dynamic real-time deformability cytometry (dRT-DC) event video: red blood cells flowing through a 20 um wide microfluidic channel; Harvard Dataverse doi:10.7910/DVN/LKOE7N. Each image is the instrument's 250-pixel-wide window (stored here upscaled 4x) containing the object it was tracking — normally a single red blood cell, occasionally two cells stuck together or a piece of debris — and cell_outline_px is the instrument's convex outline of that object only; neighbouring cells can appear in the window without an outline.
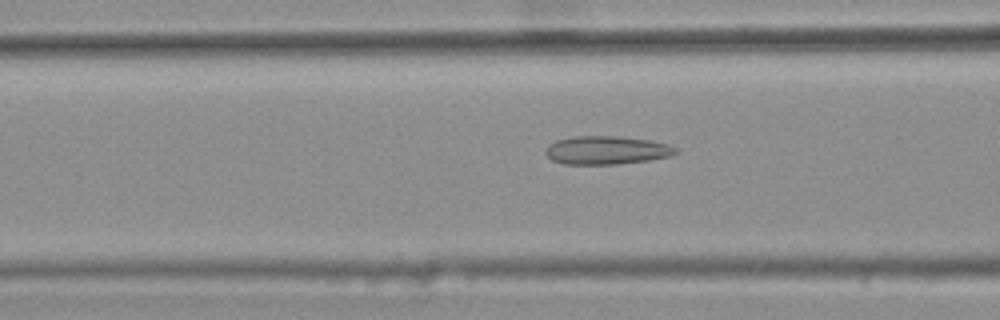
{"species": "common noctule bat (a hibernating species)", "species_latin": "Nyctalus noctula", "temperature_condition": "warm", "stored_images_in_passage": 36, "camera_frame_rate_fps": 3000, "um_per_image_px": 0.085, "animal": {"sex": "female", "body_mass_g": 25.1}, "frame": {"image": 1, "passage_image": 9, "time_ms": 2.667, "image_size_px": [1000, 320], "cell_outline_px": [[676, 152], [668, 156], [648, 160], [616, 164], [564, 164], [552, 160], [544, 152], [548, 144], [556, 140], [576, 136], [620, 136], [648, 140], [668, 144], [676, 148]], "centroid_in_image_um": [51.5, 12.76], "position_along_channel_um": 115.1, "area_um2": 21.33}}
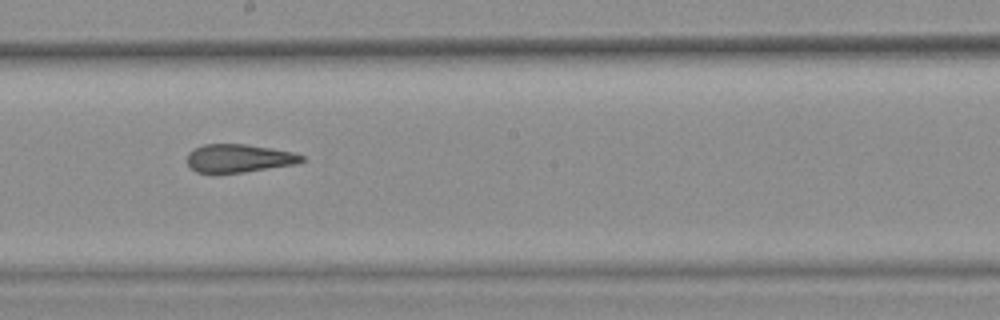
{"frame": {"image": 2, "passage_image": 18, "time_ms": 5.667, "image_size_px": [1000, 320], "cell_outline_px": [[304, 160], [296, 164], [244, 172], [216, 176], [196, 172], [188, 164], [188, 152], [204, 144], [244, 144], [272, 148], [292, 152], [304, 156]], "centroid_in_image_um": [20.26, 13.49], "position_along_channel_um": 227.9, "area_um2": 19.25}}
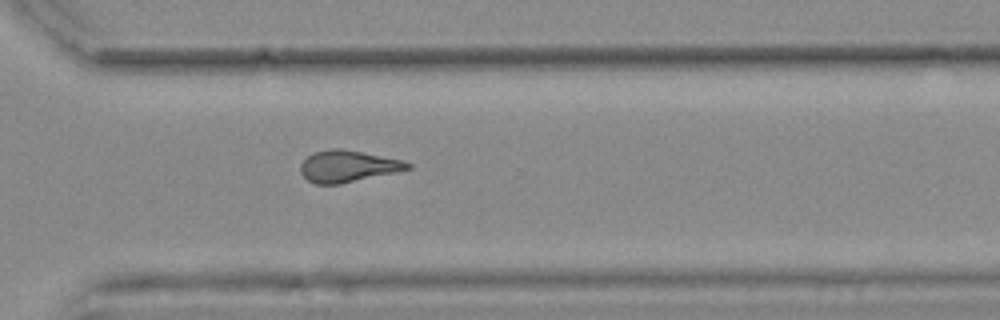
{"frame": {"image": 3, "passage_image": 27, "time_ms": 8.667, "image_size_px": [1000, 320], "cell_outline_px": [[412, 168], [396, 172], [340, 184], [316, 184], [308, 180], [300, 172], [300, 164], [312, 152], [332, 148], [340, 148], [404, 160], [412, 164]], "centroid_in_image_um": [29.57, 14.12], "position_along_channel_um": 341.0, "area_um2": 19.77}, "authors_computed_cell_mechanics": {"area_um2": 19.6809, "velocity_mm_per_s": 3.7654, "shape_relaxation_time_tau1_ms": null, "shape_relaxation_time_tau2_ms": 2.5097, "deformation_change_tau1": null, "deformation_change_tau2": 0.1269}}